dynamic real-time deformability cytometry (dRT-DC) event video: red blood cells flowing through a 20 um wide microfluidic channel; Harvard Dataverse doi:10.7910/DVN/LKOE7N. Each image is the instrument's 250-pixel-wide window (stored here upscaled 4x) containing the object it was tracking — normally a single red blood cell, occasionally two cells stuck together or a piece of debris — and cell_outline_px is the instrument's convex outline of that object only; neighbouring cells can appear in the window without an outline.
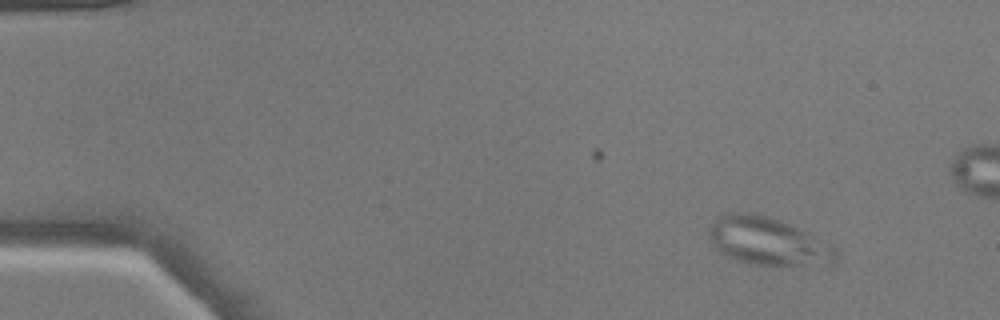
{"species": "common noctule bat (a hibernating species)", "species_latin": "Nyctalus noctula", "temperature_condition": "warm", "stored_images_in_passage": 17, "camera_frame_rate_fps": 3000, "um_per_image_px": 0.085, "animal": {"sex": "male", "body_mass_g": 17.9}, "frame": {"image": 1, "passage_image": 6, "time_ms": 1.667, "image_size_px": [1000, 320], "cell_outline_px": [[836, 264], [752, 264], [728, 256], [720, 252], [708, 240], [708, 228], [724, 212], [748, 212], [768, 216], [780, 220], [808, 232], [832, 244], [836, 248]], "centroid_in_image_um": [65.26, 20.48], "position_along_channel_um": 19.7, "area_um2": 35.2}}